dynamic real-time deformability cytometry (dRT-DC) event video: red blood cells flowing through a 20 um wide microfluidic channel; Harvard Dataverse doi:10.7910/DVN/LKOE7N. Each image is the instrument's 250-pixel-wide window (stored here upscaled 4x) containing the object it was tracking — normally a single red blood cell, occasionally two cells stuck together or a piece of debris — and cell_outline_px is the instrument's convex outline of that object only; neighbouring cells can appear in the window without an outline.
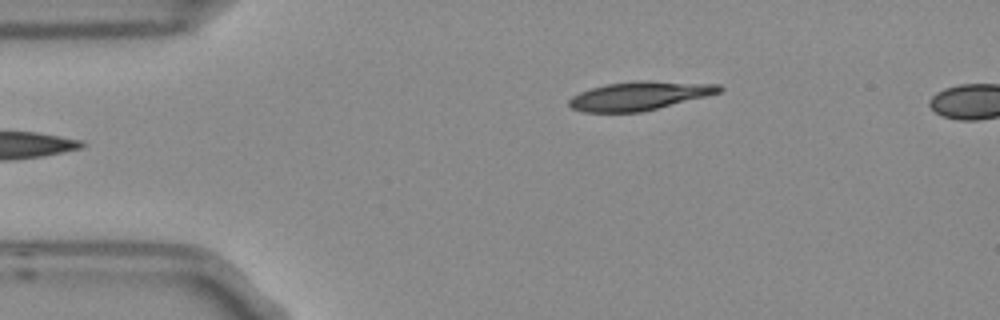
{"species": "Egyptian fruit bat (a non-hibernating species)", "species_latin": "Rousettus aegyptiacus", "temperature_condition": "room temperature", "stored_images_in_passage": 5, "camera_frame_rate_fps": 3000, "um_per_image_px": 0.085, "frame": {"image": 1, "passage_image": 5, "time_ms": 1.333, "image_size_px": [1000, 320], "cell_outline_px": [[724, 88], [720, 92], [708, 96], [640, 112], [584, 112], [572, 108], [568, 104], [568, 100], [572, 96], [580, 92], [592, 88], [608, 84], [640, 80], [644, 80], [720, 84]], "centroid_in_image_um": [54.38, 8.14], "position_along_channel_um": 30.6, "area_um2": 24.97}}